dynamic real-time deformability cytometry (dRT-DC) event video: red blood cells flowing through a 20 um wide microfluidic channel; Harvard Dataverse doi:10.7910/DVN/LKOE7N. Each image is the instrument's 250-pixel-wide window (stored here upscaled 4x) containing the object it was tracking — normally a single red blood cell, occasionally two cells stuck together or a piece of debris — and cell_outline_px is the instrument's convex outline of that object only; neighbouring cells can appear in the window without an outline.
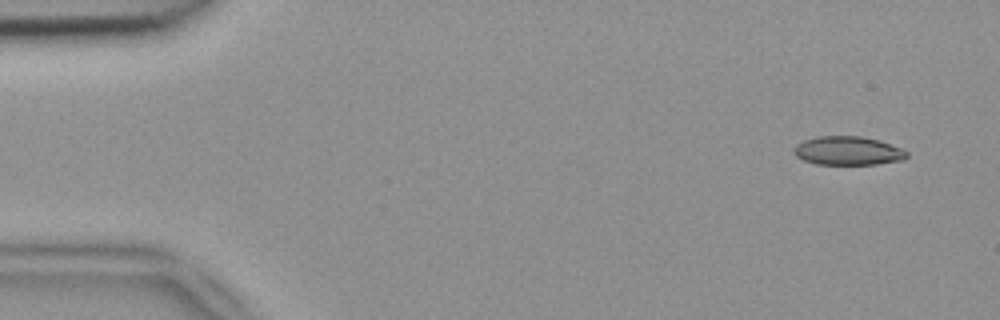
{"species": "common noctule bat (a hibernating species)", "species_latin": "Nyctalus noctula", "temperature_condition": "room temperature", "stored_images_in_passage": 5, "camera_frame_rate_fps": 3000, "um_per_image_px": 0.085, "animal": {"sex": "female", "body_mass_g": 18.4}, "frame": {"image": 1, "passage_image": 1, "time_ms": 0.0, "image_size_px": [1000, 320], "cell_outline_px": [[908, 156], [904, 160], [876, 164], [816, 164], [804, 160], [796, 156], [792, 152], [792, 148], [796, 144], [804, 140], [816, 136], [860, 136], [880, 140], [900, 148], [908, 152]], "centroid_in_image_um": [72.05, 12.81], "position_along_channel_um": 12.9, "area_um2": 19.02}}